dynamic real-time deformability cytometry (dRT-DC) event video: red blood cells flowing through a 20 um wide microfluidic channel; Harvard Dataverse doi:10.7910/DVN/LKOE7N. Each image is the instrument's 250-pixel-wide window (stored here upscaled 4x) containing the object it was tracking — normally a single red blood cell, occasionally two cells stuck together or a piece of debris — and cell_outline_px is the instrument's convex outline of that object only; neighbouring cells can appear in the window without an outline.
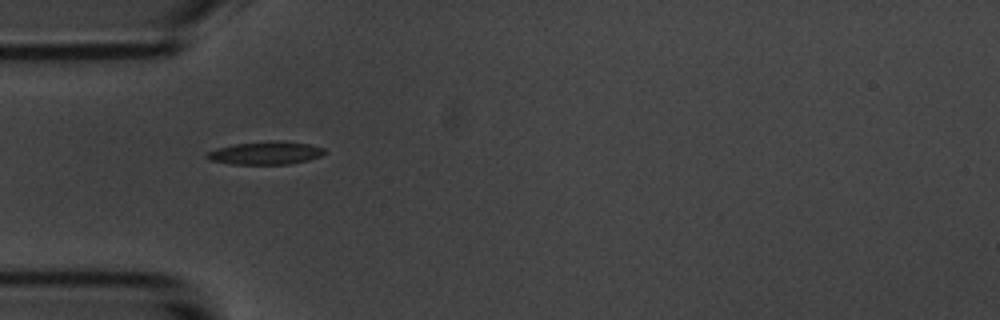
{"species": "common noctule bat (a hibernating species)", "species_latin": "Nyctalus noctula", "temperature_condition": "room temperature", "stored_images_in_passage": 6, "camera_frame_rate_fps": 3000, "um_per_image_px": 0.085, "animal": {"sex": "male", "body_mass_g": 20.1, "forearm_length_mm": 53.5}, "frame": {"image": 1, "passage_image": 5, "time_ms": 4.667, "image_size_px": [1000, 320], "cell_outline_px": [[324, 152], [320, 156], [308, 160], [288, 164], [232, 164], [208, 160], [204, 156], [208, 152], [216, 148], [236, 144], [272, 140], [308, 144], [324, 148]], "centroid_in_image_um": [22.52, 13.01], "position_along_channel_um": 62.5, "area_um2": 15.61}}